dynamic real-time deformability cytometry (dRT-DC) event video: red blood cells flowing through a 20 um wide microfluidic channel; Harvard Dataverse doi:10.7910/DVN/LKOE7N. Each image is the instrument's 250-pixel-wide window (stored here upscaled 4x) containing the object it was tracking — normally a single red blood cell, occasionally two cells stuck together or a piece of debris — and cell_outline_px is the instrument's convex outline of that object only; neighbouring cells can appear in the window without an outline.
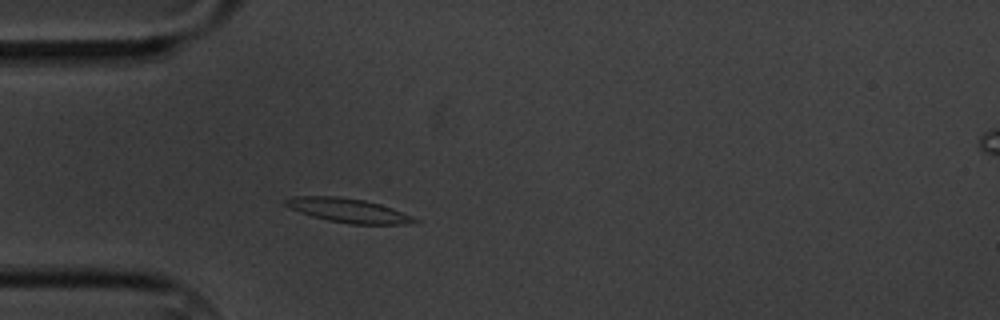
{"species": "common noctule bat (a hibernating species)", "species_latin": "Nyctalus noctula", "temperature_condition": "cold", "stored_images_in_passage": 4, "camera_frame_rate_fps": 3000, "um_per_image_px": 0.085, "animal": {"sex": "male", "body_mass_g": 20.1, "forearm_length_mm": 53.5}, "frame": {"image": 1, "passage_image": 3, "time_ms": 2.333, "image_size_px": [1000, 320], "cell_outline_px": [[420, 220], [404, 224], [352, 224], [328, 220], [312, 216], [300, 212], [284, 204], [284, 200], [292, 196], [340, 196], [364, 200], [380, 204], [392, 208], [412, 216]], "centroid_in_image_um": [29.58, 17.87], "position_along_channel_um": 55.4, "area_um2": 17.92}}